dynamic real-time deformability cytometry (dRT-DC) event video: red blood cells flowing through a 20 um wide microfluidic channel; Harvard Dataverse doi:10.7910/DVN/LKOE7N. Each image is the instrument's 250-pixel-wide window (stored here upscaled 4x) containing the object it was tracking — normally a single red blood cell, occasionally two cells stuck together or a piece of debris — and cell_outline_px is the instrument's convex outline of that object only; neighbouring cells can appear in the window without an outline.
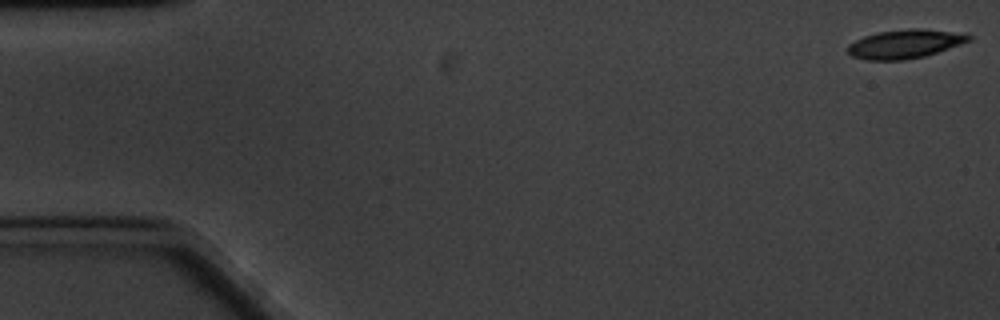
{"species": "common noctule bat (a hibernating species)", "species_latin": "Nyctalus noctula", "temperature_condition": "cold", "stored_images_in_passage": 61, "camera_frame_rate_fps": 3000, "um_per_image_px": 0.085, "animal": {"sex": "male", "body_mass_g": 20.1, "forearm_length_mm": 53.5}, "frame": {"image": 1, "passage_image": 1, "time_ms": 0.0, "image_size_px": [1000, 320], "cell_outline_px": [[972, 40], [924, 56], [904, 60], [864, 60], [852, 56], [848, 52], [848, 44], [864, 36], [876, 32], [908, 28], [920, 28], [948, 32], [972, 36]], "centroid_in_image_um": [76.84, 3.74], "position_along_channel_um": 8.2, "area_um2": 20.06}}
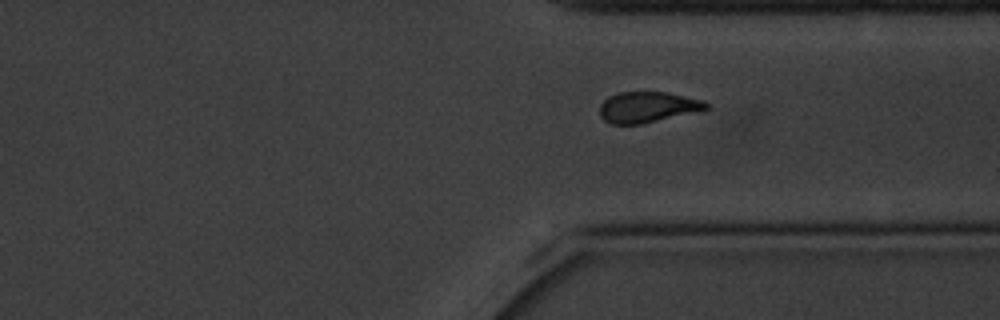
{"frame": {"image": 2, "passage_image": 45, "time_ms": 14.667, "image_size_px": [1000, 320], "cell_outline_px": [[708, 108], [640, 124], [612, 124], [604, 120], [600, 116], [600, 104], [608, 96], [620, 92], [668, 92], [704, 100], [708, 104]], "centroid_in_image_um": [54.99, 9.09], "position_along_channel_um": 356.4, "area_um2": 18.79}}
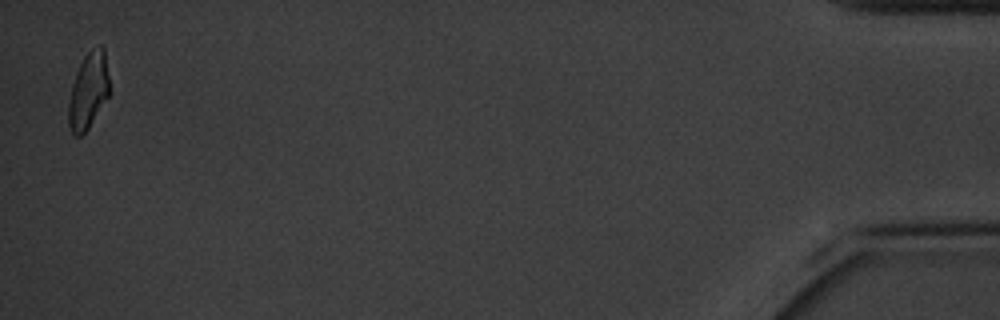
{"frame": {"image": 3, "passage_image": 60, "time_ms": 19.667, "image_size_px": [1000, 320], "cell_outline_px": [[108, 96], [88, 128], [80, 136], [76, 136], [72, 132], [68, 124], [68, 104], [72, 84], [76, 72], [84, 56], [88, 52], [100, 44], [104, 48], [108, 76]], "centroid_in_image_um": [7.49, 7.71], "position_along_channel_um": 427.7, "area_um2": 17.8}, "authors_computed_cell_mechanics": {"area_um2": 20.4034, "velocity_mm_per_s": 3.2585, "shape_relaxation_time_tau1_ms": 3.6748, "shape_relaxation_time_tau2_ms": 5.2089, "deformation_change_tau1": 0.135, "deformation_change_tau2": 0.1268}}